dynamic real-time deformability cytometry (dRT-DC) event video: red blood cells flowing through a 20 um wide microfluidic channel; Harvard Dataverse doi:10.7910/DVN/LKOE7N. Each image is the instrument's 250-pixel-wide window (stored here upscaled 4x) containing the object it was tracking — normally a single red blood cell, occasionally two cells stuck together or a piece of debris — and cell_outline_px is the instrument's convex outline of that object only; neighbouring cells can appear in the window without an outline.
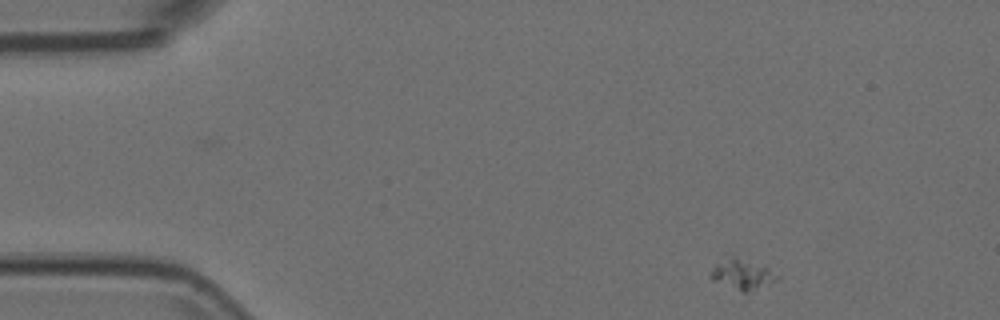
{"species": "Egyptian fruit bat (a non-hibernating species)", "species_latin": "Rousettus aegyptiacus", "temperature_condition": "room temperature", "stored_images_in_passage": 49, "camera_frame_rate_fps": 3000, "um_per_image_px": 0.085, "animal": {"sex": "female"}, "frame": {"image": 1, "passage_image": 1, "time_ms": 0.0, "image_size_px": [1000, 320], "cell_outline_px": [[780, 276], [776, 280], [748, 292], [744, 292], [712, 280], [712, 268], [724, 252], [732, 252], [768, 268]], "centroid_in_image_um": [63.03, 23.2], "position_along_channel_um": 22.0, "area_um2": 12.14}}
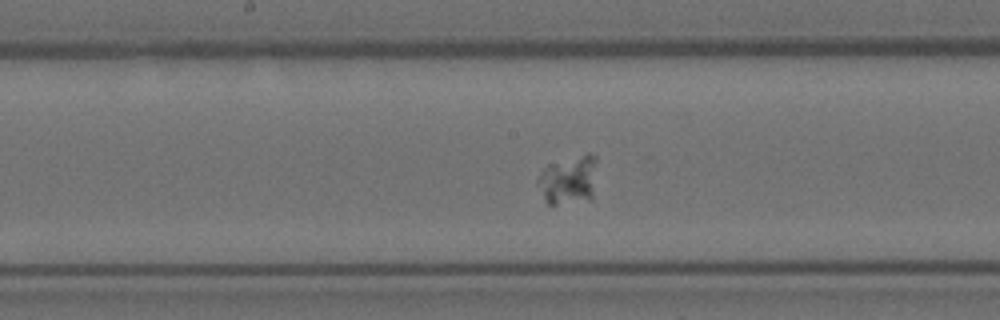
{"frame": {"image": 2, "passage_image": 22, "time_ms": 7.0, "image_size_px": [1000, 320], "cell_outline_px": [[596, 160], [592, 200], [556, 204], [548, 204], [544, 200], [536, 184], [536, 180], [544, 168], [548, 164], [588, 152], [596, 156]], "centroid_in_image_um": [48.31, 15.29], "position_along_channel_um": 199.9, "area_um2": 17.05}}
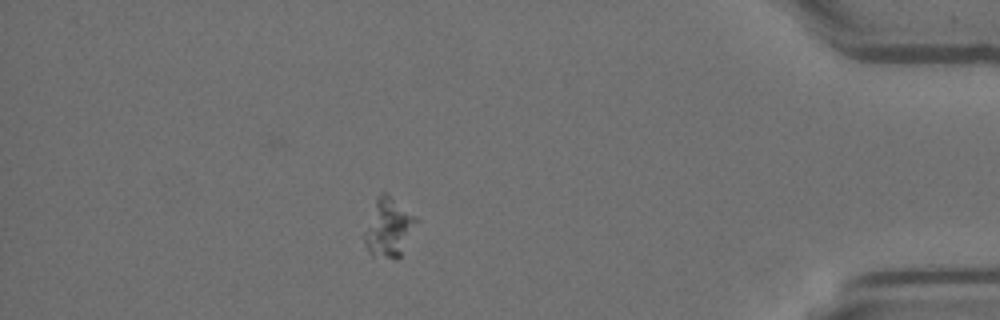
{"frame": {"image": 3, "passage_image": 42, "time_ms": 13.667, "image_size_px": [1000, 320], "cell_outline_px": [[420, 220], [400, 256], [396, 260], [372, 256], [364, 244], [364, 232], [376, 196], [380, 192], [384, 192], [416, 216]], "centroid_in_image_um": [33.04, 19.37], "position_along_channel_um": 402.2, "area_um2": 17.86}}